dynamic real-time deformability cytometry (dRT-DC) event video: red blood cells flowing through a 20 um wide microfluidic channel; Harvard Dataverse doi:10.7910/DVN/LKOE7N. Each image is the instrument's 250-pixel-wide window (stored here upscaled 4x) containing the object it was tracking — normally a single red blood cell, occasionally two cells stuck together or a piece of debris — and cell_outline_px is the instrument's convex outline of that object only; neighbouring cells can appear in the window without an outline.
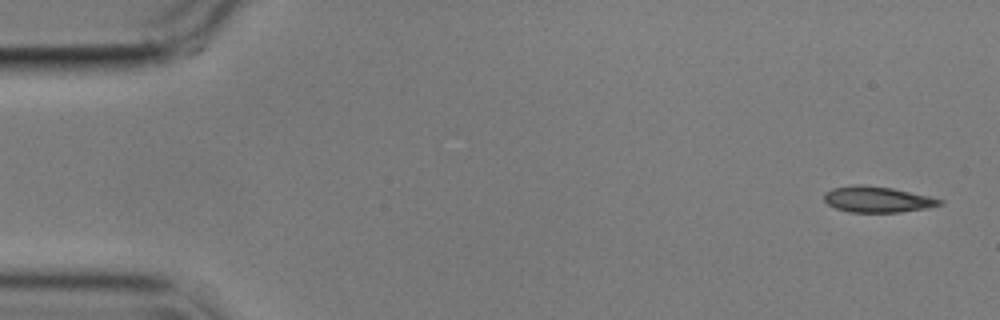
{"species": "common noctule bat (a hibernating species)", "species_latin": "Nyctalus noctula", "temperature_condition": "cold", "stored_images_in_passage": 4, "camera_frame_rate_fps": 3000, "um_per_image_px": 0.085, "animal": {"sex": "male", "body_mass_g": 17.9}, "frame": {"image": 1, "passage_image": 1, "time_ms": 0.0, "image_size_px": [1000, 320], "cell_outline_px": [[944, 204], [928, 208], [900, 212], [848, 212], [836, 208], [828, 204], [824, 200], [824, 192], [832, 188], [856, 184], [860, 184], [892, 188], [928, 196], [944, 200]], "centroid_in_image_um": [74.57, 16.95], "position_along_channel_um": 10.4, "area_um2": 17.51}}
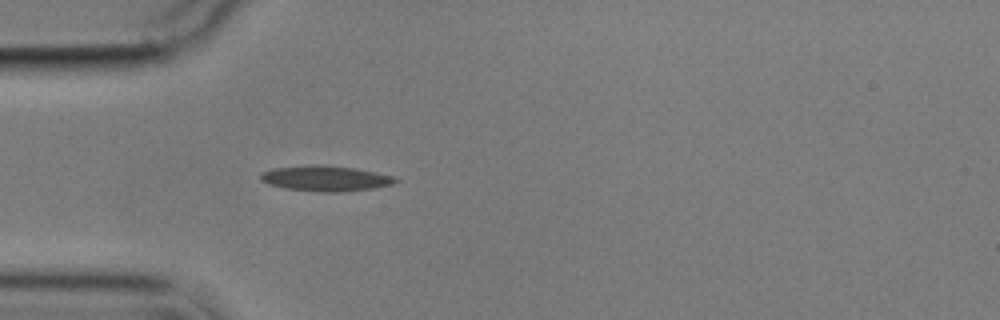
{"frame": {"image": 2, "passage_image": 4, "time_ms": 4.667, "image_size_px": [1000, 320], "cell_outline_px": [[400, 180], [392, 184], [372, 188], [344, 192], [324, 192], [284, 188], [268, 184], [260, 180], [260, 172], [272, 168], [356, 168], [376, 172], [392, 176]], "centroid_in_image_um": [27.7, 15.22], "position_along_channel_um": 57.3, "area_um2": 18.84}}